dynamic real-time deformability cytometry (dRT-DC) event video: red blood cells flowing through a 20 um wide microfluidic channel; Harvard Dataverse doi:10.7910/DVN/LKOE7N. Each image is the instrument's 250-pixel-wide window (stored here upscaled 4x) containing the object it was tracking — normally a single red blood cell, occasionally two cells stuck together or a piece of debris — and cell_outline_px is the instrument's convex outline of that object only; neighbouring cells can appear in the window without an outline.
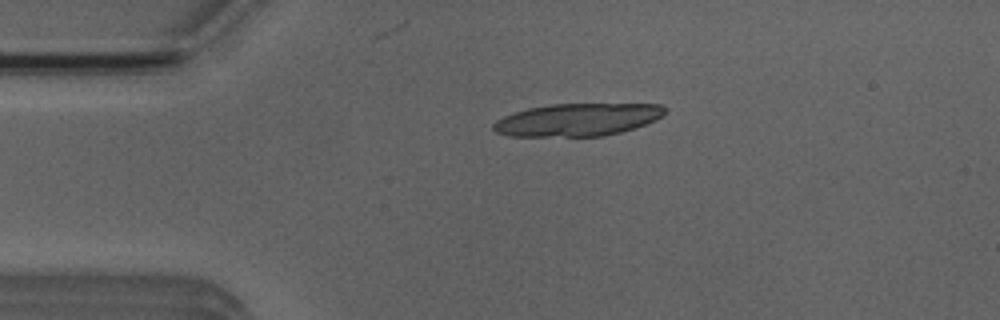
{"species": "Egyptian fruit bat (a non-hibernating species)", "species_latin": "Rousettus aegyptiacus", "temperature_condition": "room temperature", "stored_images_in_passage": 2, "camera_frame_rate_fps": 3000, "um_per_image_px": 0.085, "animal": {"sex": "male"}, "frame": {"image": 1, "passage_image": 1, "time_ms": 0.0, "image_size_px": [1000, 320], "cell_outline_px": [[668, 108], [656, 120], [620, 132], [604, 136], [508, 136], [496, 132], [492, 128], [492, 124], [496, 120], [504, 116], [528, 108], [552, 104], [660, 104]], "centroid_in_image_um": [49.06, 10.17], "position_along_channel_um": 35.9, "area_um2": 32.43}}